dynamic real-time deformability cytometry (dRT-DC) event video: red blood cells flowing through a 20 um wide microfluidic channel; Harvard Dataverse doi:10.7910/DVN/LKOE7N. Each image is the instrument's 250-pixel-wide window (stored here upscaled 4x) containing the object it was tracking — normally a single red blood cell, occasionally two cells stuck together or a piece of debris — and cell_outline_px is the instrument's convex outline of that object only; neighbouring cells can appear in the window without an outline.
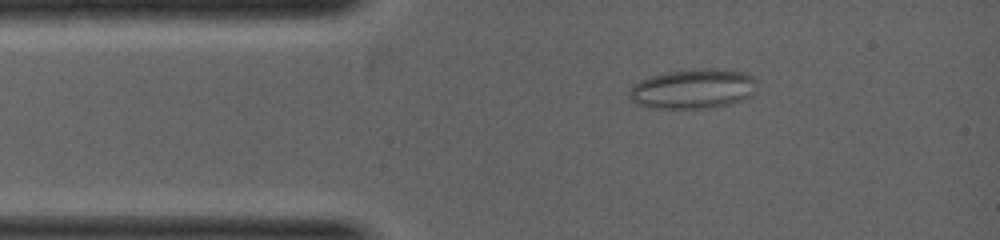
{"species": "common noctule bat (a hibernating species)", "species_latin": "Nyctalus noctula", "temperature_condition": "warm", "stored_images_in_passage": 4, "camera_frame_rate_fps": 5000, "um_per_image_px": 0.085, "animal": {"sex": "female", "body_mass_g": 19.0, "forearm_length_mm": 53.3}, "frame": {"image": 1, "passage_image": 3, "time_ms": 0.6, "image_size_px": [1000, 240], "cell_outline_px": [[756, 92], [752, 96], [744, 100], [732, 104], [716, 108], [648, 108], [636, 104], [628, 96], [628, 92], [632, 84], [648, 76], [668, 72], [692, 68], [716, 68], [744, 72], [752, 76], [756, 80]], "centroid_in_image_um": [58.93, 7.55], "position_along_channel_um": 26.1, "area_um2": 30.4}}
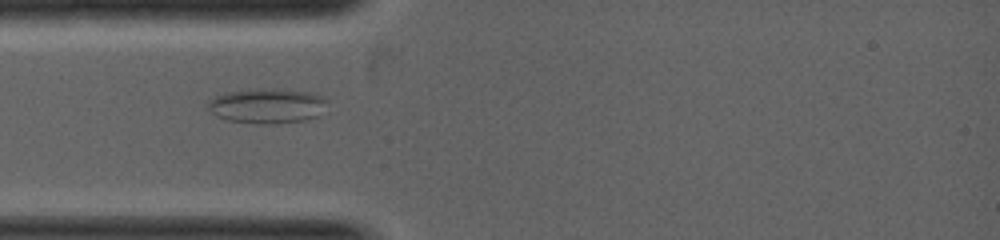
{"frame": {"image": 2, "passage_image": 4, "time_ms": 1.4, "image_size_px": [1000, 240], "cell_outline_px": [[328, 100], [316, 116], [304, 120], [272, 124], [260, 124], [228, 120], [216, 116], [204, 108], [204, 104], [208, 100], [216, 96], [228, 92], [316, 92], [324, 96]], "centroid_in_image_um": [22.64, 9.06], "position_along_channel_um": 62.4, "area_um2": 23.18}}